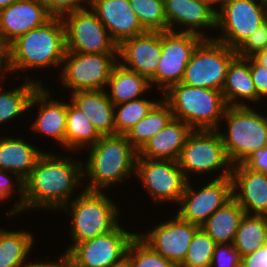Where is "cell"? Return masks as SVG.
<instances>
[{"label": "cell", "instance_id": "6da1fadb", "mask_svg": "<svg viewBox=\"0 0 267 267\" xmlns=\"http://www.w3.org/2000/svg\"><path fill=\"white\" fill-rule=\"evenodd\" d=\"M83 161L65 153L45 151L24 181L23 212H59L84 190ZM79 187L81 191L75 193Z\"/></svg>", "mask_w": 267, "mask_h": 267}, {"label": "cell", "instance_id": "7a4b0ae2", "mask_svg": "<svg viewBox=\"0 0 267 267\" xmlns=\"http://www.w3.org/2000/svg\"><path fill=\"white\" fill-rule=\"evenodd\" d=\"M86 151L88 157L83 163V182L87 180L85 190L107 192L114 185L135 177L138 151L125 135H102Z\"/></svg>", "mask_w": 267, "mask_h": 267}, {"label": "cell", "instance_id": "3957f363", "mask_svg": "<svg viewBox=\"0 0 267 267\" xmlns=\"http://www.w3.org/2000/svg\"><path fill=\"white\" fill-rule=\"evenodd\" d=\"M14 78L28 79L43 85L42 79L28 77V72L61 67L66 53L65 26L62 17H52L43 26L32 29L10 43ZM47 67V68H46ZM17 74V76H16ZM20 75V76H19Z\"/></svg>", "mask_w": 267, "mask_h": 267}, {"label": "cell", "instance_id": "277c9868", "mask_svg": "<svg viewBox=\"0 0 267 267\" xmlns=\"http://www.w3.org/2000/svg\"><path fill=\"white\" fill-rule=\"evenodd\" d=\"M161 97L171 108L173 118L193 130H218L228 107L222 91L183 83L170 86Z\"/></svg>", "mask_w": 267, "mask_h": 267}, {"label": "cell", "instance_id": "5b68a950", "mask_svg": "<svg viewBox=\"0 0 267 267\" xmlns=\"http://www.w3.org/2000/svg\"><path fill=\"white\" fill-rule=\"evenodd\" d=\"M255 109L253 106L226 108L221 121V124H224L220 125L218 131L232 165L243 164L267 146V116ZM224 125L226 126L223 129L221 126Z\"/></svg>", "mask_w": 267, "mask_h": 267}, {"label": "cell", "instance_id": "8992f818", "mask_svg": "<svg viewBox=\"0 0 267 267\" xmlns=\"http://www.w3.org/2000/svg\"><path fill=\"white\" fill-rule=\"evenodd\" d=\"M106 192L83 190L60 211L71 220L69 239L80 243L114 230L121 222V210Z\"/></svg>", "mask_w": 267, "mask_h": 267}, {"label": "cell", "instance_id": "52a82bcc", "mask_svg": "<svg viewBox=\"0 0 267 267\" xmlns=\"http://www.w3.org/2000/svg\"><path fill=\"white\" fill-rule=\"evenodd\" d=\"M177 162L188 181L201 174L203 178L209 174L210 179L230 177L233 166L218 130H193L188 135Z\"/></svg>", "mask_w": 267, "mask_h": 267}, {"label": "cell", "instance_id": "ba28073f", "mask_svg": "<svg viewBox=\"0 0 267 267\" xmlns=\"http://www.w3.org/2000/svg\"><path fill=\"white\" fill-rule=\"evenodd\" d=\"M120 223L114 230L80 243H71L64 254L68 267H115L126 261L127 251L137 232Z\"/></svg>", "mask_w": 267, "mask_h": 267}, {"label": "cell", "instance_id": "9c48e42d", "mask_svg": "<svg viewBox=\"0 0 267 267\" xmlns=\"http://www.w3.org/2000/svg\"><path fill=\"white\" fill-rule=\"evenodd\" d=\"M267 18V2L264 0H227L217 11L214 35L229 48L237 50Z\"/></svg>", "mask_w": 267, "mask_h": 267}, {"label": "cell", "instance_id": "30bf717a", "mask_svg": "<svg viewBox=\"0 0 267 267\" xmlns=\"http://www.w3.org/2000/svg\"><path fill=\"white\" fill-rule=\"evenodd\" d=\"M118 54L66 52L59 68V83L67 93L105 90Z\"/></svg>", "mask_w": 267, "mask_h": 267}, {"label": "cell", "instance_id": "8fae6325", "mask_svg": "<svg viewBox=\"0 0 267 267\" xmlns=\"http://www.w3.org/2000/svg\"><path fill=\"white\" fill-rule=\"evenodd\" d=\"M236 50L215 39H203L193 51L181 83L222 91Z\"/></svg>", "mask_w": 267, "mask_h": 267}, {"label": "cell", "instance_id": "7c38bea8", "mask_svg": "<svg viewBox=\"0 0 267 267\" xmlns=\"http://www.w3.org/2000/svg\"><path fill=\"white\" fill-rule=\"evenodd\" d=\"M135 178L157 206L178 205L188 181L177 161L146 158L136 159Z\"/></svg>", "mask_w": 267, "mask_h": 267}, {"label": "cell", "instance_id": "4fadbf2b", "mask_svg": "<svg viewBox=\"0 0 267 267\" xmlns=\"http://www.w3.org/2000/svg\"><path fill=\"white\" fill-rule=\"evenodd\" d=\"M65 26L66 52L118 54V45L90 7L62 17Z\"/></svg>", "mask_w": 267, "mask_h": 267}, {"label": "cell", "instance_id": "5bb4252c", "mask_svg": "<svg viewBox=\"0 0 267 267\" xmlns=\"http://www.w3.org/2000/svg\"><path fill=\"white\" fill-rule=\"evenodd\" d=\"M202 187L187 181L175 213L184 221L199 227L220 207L233 198L231 177L210 179ZM194 186H196L194 188Z\"/></svg>", "mask_w": 267, "mask_h": 267}, {"label": "cell", "instance_id": "9a60e30c", "mask_svg": "<svg viewBox=\"0 0 267 267\" xmlns=\"http://www.w3.org/2000/svg\"><path fill=\"white\" fill-rule=\"evenodd\" d=\"M203 39L195 34L173 31L162 32V55L158 61L156 75L150 80L158 94L170 86L181 83L191 55Z\"/></svg>", "mask_w": 267, "mask_h": 267}, {"label": "cell", "instance_id": "2e32d148", "mask_svg": "<svg viewBox=\"0 0 267 267\" xmlns=\"http://www.w3.org/2000/svg\"><path fill=\"white\" fill-rule=\"evenodd\" d=\"M169 218L154 224L148 231L137 232V235L157 253L178 265L183 263L195 232L200 227L182 220L175 213Z\"/></svg>", "mask_w": 267, "mask_h": 267}, {"label": "cell", "instance_id": "e0dca14e", "mask_svg": "<svg viewBox=\"0 0 267 267\" xmlns=\"http://www.w3.org/2000/svg\"><path fill=\"white\" fill-rule=\"evenodd\" d=\"M164 11L167 31L195 34L202 39L214 38L208 32L216 30L217 11L204 0H164Z\"/></svg>", "mask_w": 267, "mask_h": 267}, {"label": "cell", "instance_id": "ac0fdd59", "mask_svg": "<svg viewBox=\"0 0 267 267\" xmlns=\"http://www.w3.org/2000/svg\"><path fill=\"white\" fill-rule=\"evenodd\" d=\"M118 63L149 81L156 75L162 55V32H145L118 45Z\"/></svg>", "mask_w": 267, "mask_h": 267}, {"label": "cell", "instance_id": "d6986e66", "mask_svg": "<svg viewBox=\"0 0 267 267\" xmlns=\"http://www.w3.org/2000/svg\"><path fill=\"white\" fill-rule=\"evenodd\" d=\"M46 85H41L34 93L29 111L37 109V116L31 122L30 129L40 136H47L58 143L62 150H65V132L67 119V101L52 99L54 94L47 89ZM52 95V96H51ZM35 106L37 108H35ZM64 148V149H63Z\"/></svg>", "mask_w": 267, "mask_h": 267}, {"label": "cell", "instance_id": "ffe728a7", "mask_svg": "<svg viewBox=\"0 0 267 267\" xmlns=\"http://www.w3.org/2000/svg\"><path fill=\"white\" fill-rule=\"evenodd\" d=\"M52 16L40 0H20L0 10V40L8 44L32 29L43 26Z\"/></svg>", "mask_w": 267, "mask_h": 267}, {"label": "cell", "instance_id": "44dd1931", "mask_svg": "<svg viewBox=\"0 0 267 267\" xmlns=\"http://www.w3.org/2000/svg\"><path fill=\"white\" fill-rule=\"evenodd\" d=\"M232 194L249 215L267 216V173L249 169L244 163L232 166Z\"/></svg>", "mask_w": 267, "mask_h": 267}, {"label": "cell", "instance_id": "7402d4cb", "mask_svg": "<svg viewBox=\"0 0 267 267\" xmlns=\"http://www.w3.org/2000/svg\"><path fill=\"white\" fill-rule=\"evenodd\" d=\"M89 7L117 45L127 38L146 32L132 10L129 0H90Z\"/></svg>", "mask_w": 267, "mask_h": 267}, {"label": "cell", "instance_id": "603a6c76", "mask_svg": "<svg viewBox=\"0 0 267 267\" xmlns=\"http://www.w3.org/2000/svg\"><path fill=\"white\" fill-rule=\"evenodd\" d=\"M193 129L185 122L172 118L138 151L137 158L177 161L188 135Z\"/></svg>", "mask_w": 267, "mask_h": 267}, {"label": "cell", "instance_id": "cb8c5ba5", "mask_svg": "<svg viewBox=\"0 0 267 267\" xmlns=\"http://www.w3.org/2000/svg\"><path fill=\"white\" fill-rule=\"evenodd\" d=\"M69 96V101L87 116L101 136L115 134V105L105 90L77 91Z\"/></svg>", "mask_w": 267, "mask_h": 267}, {"label": "cell", "instance_id": "d4e9b609", "mask_svg": "<svg viewBox=\"0 0 267 267\" xmlns=\"http://www.w3.org/2000/svg\"><path fill=\"white\" fill-rule=\"evenodd\" d=\"M44 152L23 136L15 138L4 134L0 136V170L14 173L25 181Z\"/></svg>", "mask_w": 267, "mask_h": 267}, {"label": "cell", "instance_id": "484cf974", "mask_svg": "<svg viewBox=\"0 0 267 267\" xmlns=\"http://www.w3.org/2000/svg\"><path fill=\"white\" fill-rule=\"evenodd\" d=\"M222 93L227 106H251L250 102L255 106L262 101L257 95L250 63L246 58L236 56L231 61Z\"/></svg>", "mask_w": 267, "mask_h": 267}, {"label": "cell", "instance_id": "4316f807", "mask_svg": "<svg viewBox=\"0 0 267 267\" xmlns=\"http://www.w3.org/2000/svg\"><path fill=\"white\" fill-rule=\"evenodd\" d=\"M151 88L150 81L146 77L117 63L111 72L105 91L110 101L117 105L149 96L147 91L150 92Z\"/></svg>", "mask_w": 267, "mask_h": 267}, {"label": "cell", "instance_id": "83f0119b", "mask_svg": "<svg viewBox=\"0 0 267 267\" xmlns=\"http://www.w3.org/2000/svg\"><path fill=\"white\" fill-rule=\"evenodd\" d=\"M245 214L244 209L232 198L217 209L200 227L216 244H231Z\"/></svg>", "mask_w": 267, "mask_h": 267}, {"label": "cell", "instance_id": "f1b7e54d", "mask_svg": "<svg viewBox=\"0 0 267 267\" xmlns=\"http://www.w3.org/2000/svg\"><path fill=\"white\" fill-rule=\"evenodd\" d=\"M101 135L95 129L87 116L67 101V119L65 132V151L74 153L81 152V149H88L93 146Z\"/></svg>", "mask_w": 267, "mask_h": 267}, {"label": "cell", "instance_id": "f546056e", "mask_svg": "<svg viewBox=\"0 0 267 267\" xmlns=\"http://www.w3.org/2000/svg\"><path fill=\"white\" fill-rule=\"evenodd\" d=\"M14 230L0 227V267H20L34 251L35 234L25 229Z\"/></svg>", "mask_w": 267, "mask_h": 267}, {"label": "cell", "instance_id": "4dcf8cb0", "mask_svg": "<svg viewBox=\"0 0 267 267\" xmlns=\"http://www.w3.org/2000/svg\"><path fill=\"white\" fill-rule=\"evenodd\" d=\"M23 82L12 89L0 87V124L11 123L16 118L24 117L29 112L31 99L41 86L38 82L23 79ZM24 114V115H23Z\"/></svg>", "mask_w": 267, "mask_h": 267}, {"label": "cell", "instance_id": "1f68e13d", "mask_svg": "<svg viewBox=\"0 0 267 267\" xmlns=\"http://www.w3.org/2000/svg\"><path fill=\"white\" fill-rule=\"evenodd\" d=\"M172 118L173 113L171 108L161 99L125 136L131 145L139 151L144 144L160 132Z\"/></svg>", "mask_w": 267, "mask_h": 267}, {"label": "cell", "instance_id": "d6a6232c", "mask_svg": "<svg viewBox=\"0 0 267 267\" xmlns=\"http://www.w3.org/2000/svg\"><path fill=\"white\" fill-rule=\"evenodd\" d=\"M233 245L241 257L267 245V216L245 214L236 231Z\"/></svg>", "mask_w": 267, "mask_h": 267}, {"label": "cell", "instance_id": "836d02e7", "mask_svg": "<svg viewBox=\"0 0 267 267\" xmlns=\"http://www.w3.org/2000/svg\"><path fill=\"white\" fill-rule=\"evenodd\" d=\"M147 98L144 96L114 106L115 134L126 135L162 99Z\"/></svg>", "mask_w": 267, "mask_h": 267}, {"label": "cell", "instance_id": "e575fe53", "mask_svg": "<svg viewBox=\"0 0 267 267\" xmlns=\"http://www.w3.org/2000/svg\"><path fill=\"white\" fill-rule=\"evenodd\" d=\"M129 2L145 31H167L164 0H129Z\"/></svg>", "mask_w": 267, "mask_h": 267}, {"label": "cell", "instance_id": "d590c367", "mask_svg": "<svg viewBox=\"0 0 267 267\" xmlns=\"http://www.w3.org/2000/svg\"><path fill=\"white\" fill-rule=\"evenodd\" d=\"M126 261L129 267H177V265L153 250L138 235L131 241Z\"/></svg>", "mask_w": 267, "mask_h": 267}, {"label": "cell", "instance_id": "8d00e7d4", "mask_svg": "<svg viewBox=\"0 0 267 267\" xmlns=\"http://www.w3.org/2000/svg\"><path fill=\"white\" fill-rule=\"evenodd\" d=\"M215 241L200 227L193 237L182 264L191 267H210Z\"/></svg>", "mask_w": 267, "mask_h": 267}, {"label": "cell", "instance_id": "74e56055", "mask_svg": "<svg viewBox=\"0 0 267 267\" xmlns=\"http://www.w3.org/2000/svg\"><path fill=\"white\" fill-rule=\"evenodd\" d=\"M14 182L16 184H14ZM15 194L19 195V197L15 200L16 202L13 207L7 209V212H5L9 219H11L14 215L18 216L19 214H23L24 181L14 173L0 170V203L2 204L4 201L7 203V200L11 202L9 199L14 197Z\"/></svg>", "mask_w": 267, "mask_h": 267}, {"label": "cell", "instance_id": "f35d334b", "mask_svg": "<svg viewBox=\"0 0 267 267\" xmlns=\"http://www.w3.org/2000/svg\"><path fill=\"white\" fill-rule=\"evenodd\" d=\"M242 257L231 244H216L210 267H241Z\"/></svg>", "mask_w": 267, "mask_h": 267}, {"label": "cell", "instance_id": "ab89813d", "mask_svg": "<svg viewBox=\"0 0 267 267\" xmlns=\"http://www.w3.org/2000/svg\"><path fill=\"white\" fill-rule=\"evenodd\" d=\"M267 47V21H265L237 50V56L249 58Z\"/></svg>", "mask_w": 267, "mask_h": 267}, {"label": "cell", "instance_id": "60d3db41", "mask_svg": "<svg viewBox=\"0 0 267 267\" xmlns=\"http://www.w3.org/2000/svg\"><path fill=\"white\" fill-rule=\"evenodd\" d=\"M52 17L64 15L89 7L90 0H40Z\"/></svg>", "mask_w": 267, "mask_h": 267}, {"label": "cell", "instance_id": "b9f144b4", "mask_svg": "<svg viewBox=\"0 0 267 267\" xmlns=\"http://www.w3.org/2000/svg\"><path fill=\"white\" fill-rule=\"evenodd\" d=\"M246 59L250 63V71L258 97L261 100L267 99V68L253 56Z\"/></svg>", "mask_w": 267, "mask_h": 267}, {"label": "cell", "instance_id": "7bdbcfd3", "mask_svg": "<svg viewBox=\"0 0 267 267\" xmlns=\"http://www.w3.org/2000/svg\"><path fill=\"white\" fill-rule=\"evenodd\" d=\"M11 74L15 75L12 68L10 44L0 40V87H4L2 85L6 84L5 80Z\"/></svg>", "mask_w": 267, "mask_h": 267}, {"label": "cell", "instance_id": "ee69618b", "mask_svg": "<svg viewBox=\"0 0 267 267\" xmlns=\"http://www.w3.org/2000/svg\"><path fill=\"white\" fill-rule=\"evenodd\" d=\"M241 267H267V245L243 256Z\"/></svg>", "mask_w": 267, "mask_h": 267}, {"label": "cell", "instance_id": "f6af8a7d", "mask_svg": "<svg viewBox=\"0 0 267 267\" xmlns=\"http://www.w3.org/2000/svg\"><path fill=\"white\" fill-rule=\"evenodd\" d=\"M244 164L252 170L267 173V146L247 159Z\"/></svg>", "mask_w": 267, "mask_h": 267}, {"label": "cell", "instance_id": "bcb514c9", "mask_svg": "<svg viewBox=\"0 0 267 267\" xmlns=\"http://www.w3.org/2000/svg\"><path fill=\"white\" fill-rule=\"evenodd\" d=\"M41 260L42 259L39 261V259H37V261H34L32 258V260L27 261L20 267H68V260L64 253H62L57 260H50L49 256H46V261Z\"/></svg>", "mask_w": 267, "mask_h": 267}, {"label": "cell", "instance_id": "7dc6e473", "mask_svg": "<svg viewBox=\"0 0 267 267\" xmlns=\"http://www.w3.org/2000/svg\"><path fill=\"white\" fill-rule=\"evenodd\" d=\"M253 57L267 68V47L260 52H257Z\"/></svg>", "mask_w": 267, "mask_h": 267}, {"label": "cell", "instance_id": "c3c4849f", "mask_svg": "<svg viewBox=\"0 0 267 267\" xmlns=\"http://www.w3.org/2000/svg\"><path fill=\"white\" fill-rule=\"evenodd\" d=\"M204 1L208 3L216 11H218L227 2V0H204Z\"/></svg>", "mask_w": 267, "mask_h": 267}, {"label": "cell", "instance_id": "681fc988", "mask_svg": "<svg viewBox=\"0 0 267 267\" xmlns=\"http://www.w3.org/2000/svg\"><path fill=\"white\" fill-rule=\"evenodd\" d=\"M20 0H0V10L10 6L11 4Z\"/></svg>", "mask_w": 267, "mask_h": 267}, {"label": "cell", "instance_id": "f907efd6", "mask_svg": "<svg viewBox=\"0 0 267 267\" xmlns=\"http://www.w3.org/2000/svg\"><path fill=\"white\" fill-rule=\"evenodd\" d=\"M115 267H129V264L127 263V261H125L124 263H122L118 266H115Z\"/></svg>", "mask_w": 267, "mask_h": 267}, {"label": "cell", "instance_id": "816d5d0a", "mask_svg": "<svg viewBox=\"0 0 267 267\" xmlns=\"http://www.w3.org/2000/svg\"><path fill=\"white\" fill-rule=\"evenodd\" d=\"M177 267H191V266L184 265V264H178Z\"/></svg>", "mask_w": 267, "mask_h": 267}]
</instances>
